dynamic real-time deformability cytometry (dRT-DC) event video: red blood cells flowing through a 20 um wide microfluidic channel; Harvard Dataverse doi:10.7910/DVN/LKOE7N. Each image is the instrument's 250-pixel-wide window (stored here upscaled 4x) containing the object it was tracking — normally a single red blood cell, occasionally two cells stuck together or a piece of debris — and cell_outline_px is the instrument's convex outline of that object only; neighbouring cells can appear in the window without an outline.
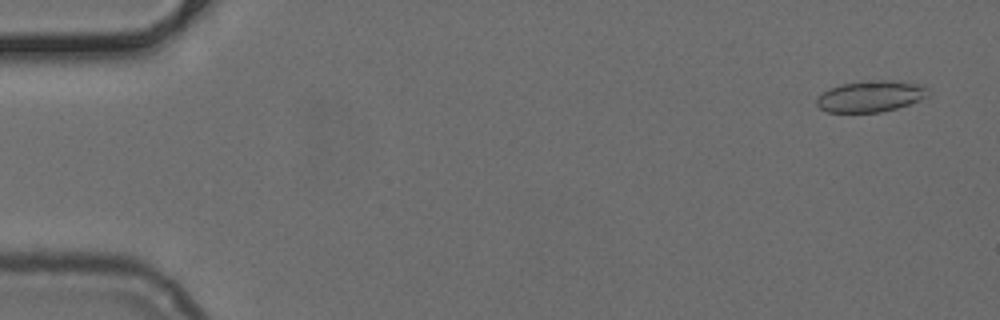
{"species": "common noctule bat (a hibernating species)", "species_latin": "Nyctalus noctula", "temperature_condition": "cold", "stored_images_in_passage": 52, "camera_frame_rate_fps": 3000, "um_per_image_px": 0.085, "animal": {"sex": "female", "body_mass_g": 24.6, "forearm_length_mm": 56.2}, "frame": {"image": 1, "passage_image": 3, "time_ms": 0.667, "image_size_px": [1000, 320], "cell_outline_px": [[932, 88], [928, 96], [908, 104], [896, 108], [880, 112], [828, 112], [820, 108], [816, 104], [816, 100], [824, 92], [840, 84], [876, 80], [888, 80], [920, 84]], "centroid_in_image_um": [74.05, 8.18], "position_along_channel_um": 10.9, "area_um2": 20.11}}
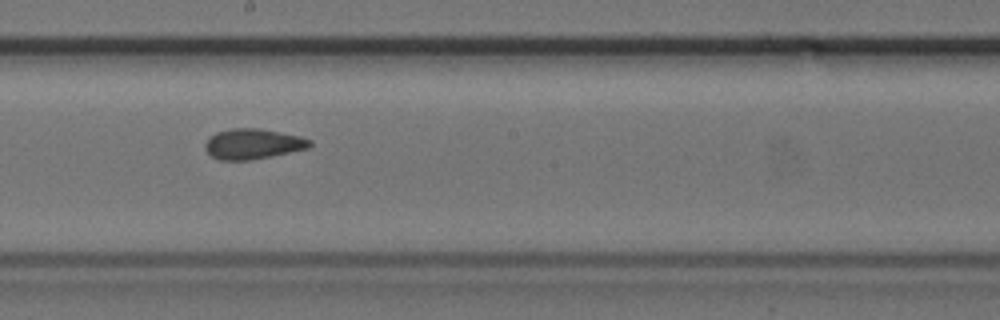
{"frame": {"image": 2, "passage_image": 29, "time_ms": 9.333, "image_size_px": [1000, 320], "cell_outline_px": [[312, 144], [308, 148], [248, 160], [220, 160], [212, 156], [204, 148], [204, 144], [216, 132], [232, 128], [260, 128], [300, 136], [312, 140]], "centroid_in_image_um": [21.49, 12.22], "position_along_channel_um": 226.7, "area_um2": 18.26}}
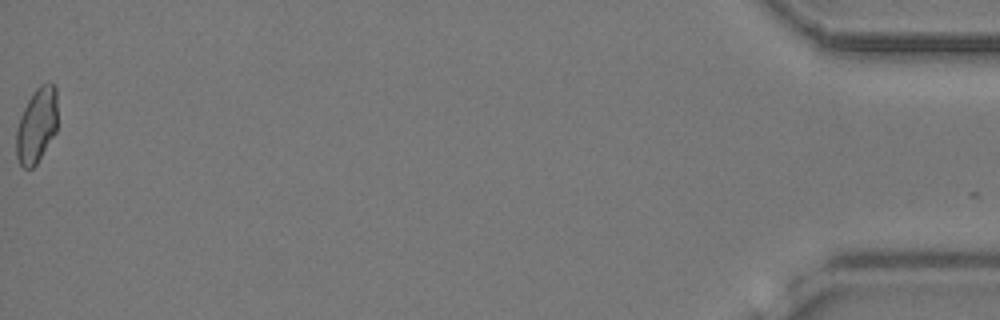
{"frame": {"image": 3, "passage_image": 52, "time_ms": 17.0, "image_size_px": [1000, 320], "cell_outline_px": [[56, 132], [36, 164], [32, 168], [24, 168], [20, 164], [16, 156], [16, 128], [20, 116], [32, 92], [40, 84], [48, 80], [56, 88]], "centroid_in_image_um": [3.1, 10.63], "position_along_channel_um": 432.1, "area_um2": 18.09}}